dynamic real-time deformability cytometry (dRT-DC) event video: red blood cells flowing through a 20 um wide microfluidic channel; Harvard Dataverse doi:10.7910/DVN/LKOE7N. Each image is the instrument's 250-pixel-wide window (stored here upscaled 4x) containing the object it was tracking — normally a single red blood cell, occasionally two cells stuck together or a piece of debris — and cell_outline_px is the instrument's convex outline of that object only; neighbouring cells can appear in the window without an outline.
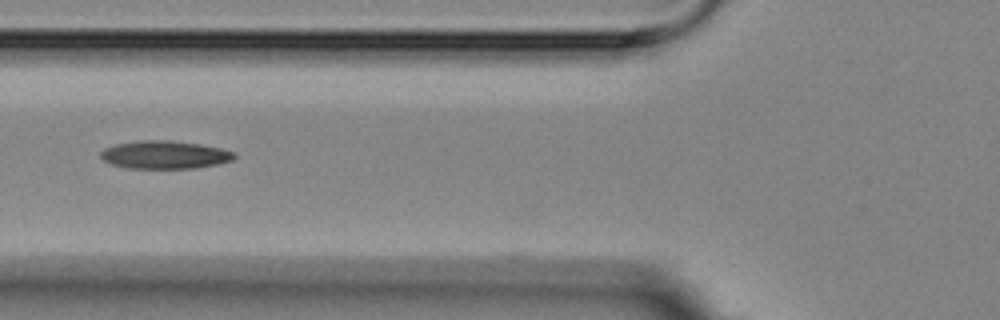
{"species": "Egyptian fruit bat (a non-hibernating species)", "species_latin": "Rousettus aegyptiacus", "temperature_condition": "room temperature", "stored_images_in_passage": 11, "camera_frame_rate_fps": 3000, "um_per_image_px": 0.085, "animal": {"sex": "female"}, "frame": {"image": 1, "passage_image": 2, "time_ms": 1.0, "image_size_px": [1000, 320], "cell_outline_px": [[236, 156], [232, 160], [220, 164], [196, 168], [128, 168], [112, 164], [104, 160], [100, 156], [100, 152], [104, 148], [116, 144], [140, 140], [168, 140], [200, 144], [220, 148], [236, 152]], "centroid_in_image_um": [14.03, 13.15], "position_along_channel_um": 111.8, "area_um2": 21.85}}
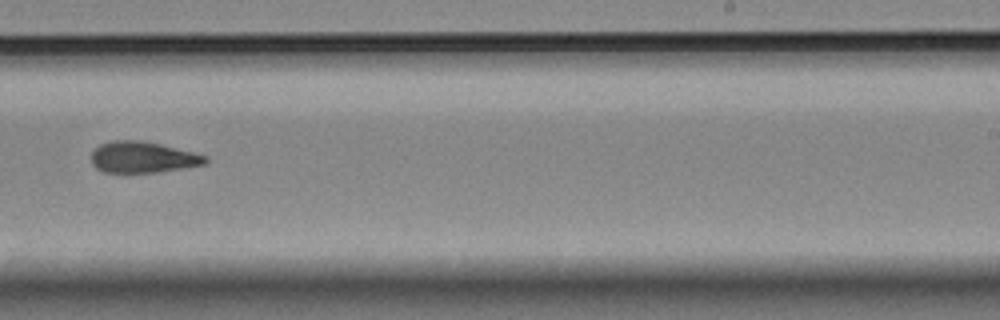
{"frame": {"image": 2, "passage_image": 6, "time_ms": 5.667, "image_size_px": [1000, 320], "cell_outline_px": [[208, 164], [160, 172], [104, 172], [96, 168], [92, 164], [92, 152], [100, 144], [112, 140], [144, 140], [208, 156]], "centroid_in_image_um": [12.16, 13.36], "position_along_channel_um": 276.8, "area_um2": 20.81}}
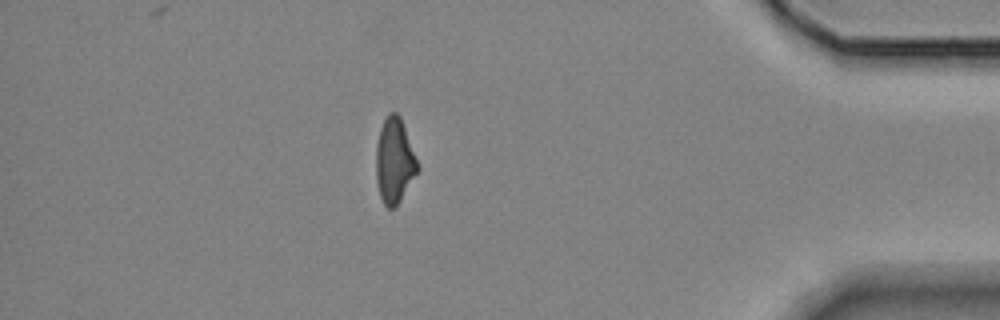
{"frame": {"image": 3, "passage_image": 10, "time_ms": 10.333, "image_size_px": [1000, 320], "cell_outline_px": [[420, 168], [396, 208], [388, 208], [384, 204], [380, 196], [376, 180], [376, 144], [380, 128], [388, 112], [396, 112], [400, 116]], "centroid_in_image_um": [33.52, 13.68], "position_along_channel_um": 401.7, "area_um2": 20.63}, "authors_computed_cell_mechanics": {"area_um2": 21.0392, "velocity_mm_per_s": 3.5496, "shape_relaxation_time_tau1_ms": null, "shape_relaxation_time_tau2_ms": 3.0684, "deformation_change_tau1": null, "deformation_change_tau2": 0.1057}}